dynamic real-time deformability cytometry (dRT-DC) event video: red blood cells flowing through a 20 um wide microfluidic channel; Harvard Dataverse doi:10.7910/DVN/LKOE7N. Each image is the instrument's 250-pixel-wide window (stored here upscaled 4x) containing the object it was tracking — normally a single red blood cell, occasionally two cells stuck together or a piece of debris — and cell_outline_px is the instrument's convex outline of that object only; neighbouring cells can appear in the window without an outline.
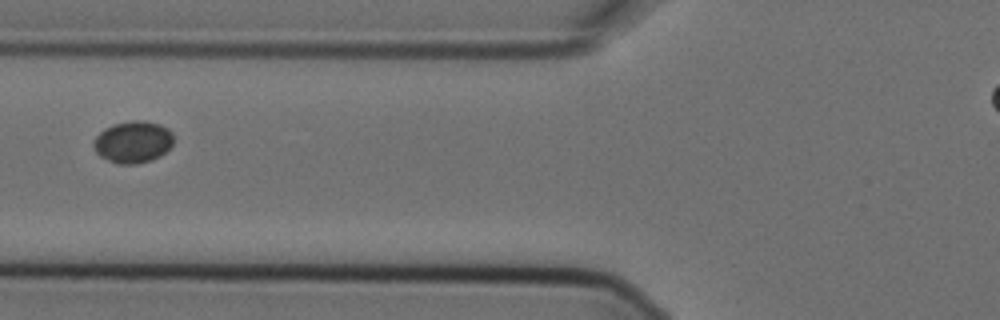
{"species": "Egyptian fruit bat (a non-hibernating species)", "species_latin": "Rousettus aegyptiacus", "temperature_condition": "cold", "stored_images_in_passage": 7, "camera_frame_rate_fps": 3000, "um_per_image_px": 0.085, "animal": {"sex": "female"}, "frame": {"image": 1, "passage_image": 3, "time_ms": 0.667, "image_size_px": [1000, 320], "cell_outline_px": [[172, 144], [160, 156], [152, 160], [136, 164], [116, 164], [100, 156], [96, 152], [92, 144], [96, 136], [104, 128], [112, 124], [132, 120], [144, 120], [160, 124], [168, 128], [172, 132]], "centroid_in_image_um": [11.28, 12.06], "position_along_channel_um": 114.5, "area_um2": 19.65}}
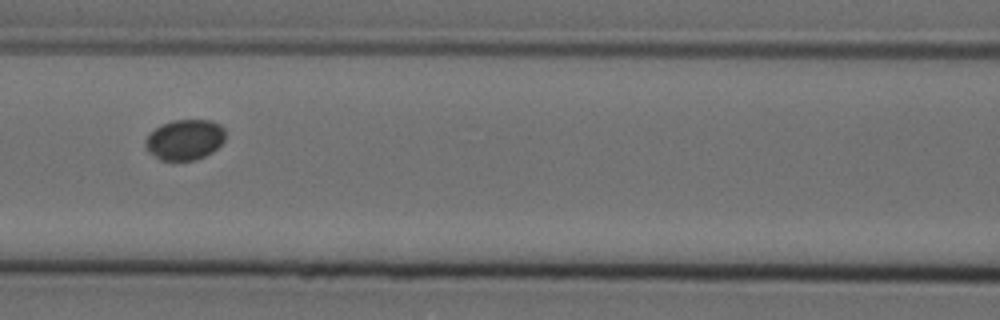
{"frame": {"image": 2, "passage_image": 4, "time_ms": 1.0, "image_size_px": [1000, 320], "cell_outline_px": [[224, 140], [212, 152], [196, 160], [160, 160], [148, 152], [144, 144], [144, 140], [160, 124], [172, 120], [212, 120], [220, 124], [224, 128]], "centroid_in_image_um": [15.69, 11.87], "position_along_channel_um": 150.9, "area_um2": 18.9}}
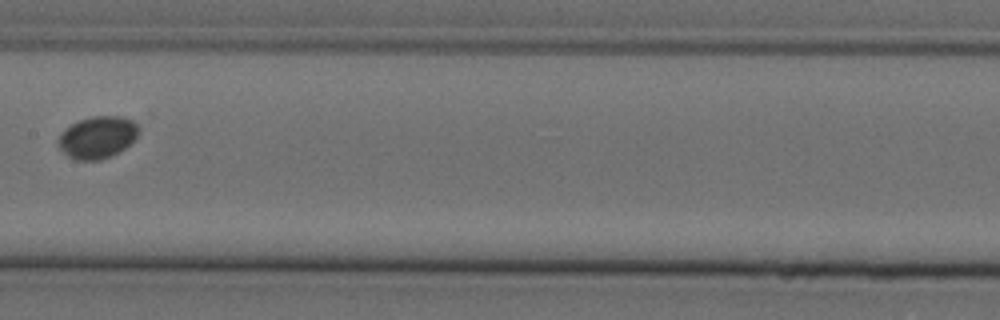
{"frame": {"image": 3, "passage_image": 5, "time_ms": 1.333, "image_size_px": [1000, 320], "cell_outline_px": [[140, 132], [120, 152], [112, 156], [100, 160], [76, 160], [68, 156], [56, 144], [56, 140], [60, 132], [64, 128], [80, 120], [92, 116], [124, 116], [132, 120], [140, 128]], "centroid_in_image_um": [8.26, 11.67], "position_along_channel_um": 199.1, "area_um2": 19.94}}